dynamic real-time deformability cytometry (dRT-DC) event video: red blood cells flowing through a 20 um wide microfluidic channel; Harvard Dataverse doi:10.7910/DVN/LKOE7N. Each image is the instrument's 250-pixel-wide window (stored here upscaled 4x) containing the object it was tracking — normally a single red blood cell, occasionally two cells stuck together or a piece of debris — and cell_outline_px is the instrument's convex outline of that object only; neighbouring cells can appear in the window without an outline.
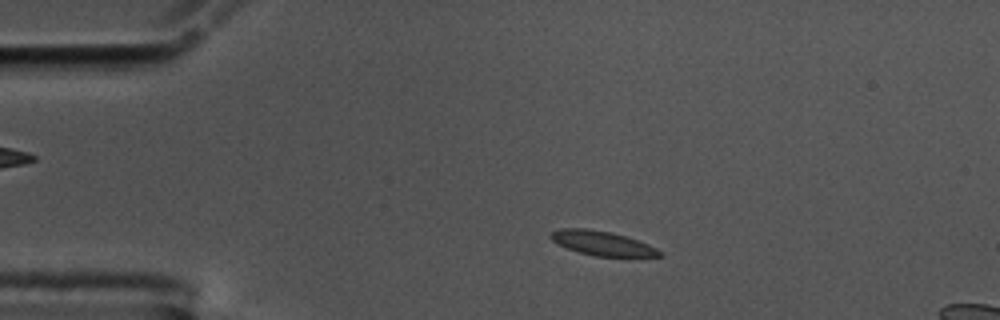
{"species": "common noctule bat (a hibernating species)", "species_latin": "Nyctalus noctula", "temperature_condition": "cold", "stored_images_in_passage": 54, "segment_of_instrument_passage": [1, 2], "camera_frame_rate_fps": 3000, "um_per_image_px": 0.085, "animal": {"sex": "male", "body_mass_g": 17.5, "forearm_length_mm": 52.3}, "frame": {"image": 1, "passage_image": 8, "time_ms": 2.333, "image_size_px": [1000, 320], "cell_outline_px": [[664, 256], [624, 260], [596, 256], [580, 252], [556, 244], [548, 236], [552, 232], [560, 228], [588, 228], [612, 232], [648, 244], [656, 248]], "centroid_in_image_um": [51.27, 20.73], "position_along_channel_um": 33.7, "area_um2": 16.24}}
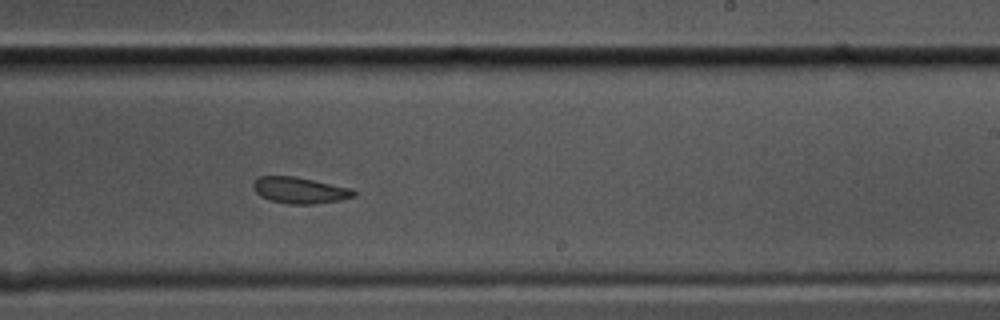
{"frame": {"image": 2, "passage_image": 31, "time_ms": 10.0, "image_size_px": [1000, 320], "cell_outline_px": [[356, 196], [340, 200], [312, 204], [288, 204], [272, 200], [260, 196], [252, 188], [252, 184], [260, 176], [292, 176], [352, 188], [356, 192]], "centroid_in_image_um": [25.48, 16.18], "position_along_channel_um": 263.5, "area_um2": 15.26}}
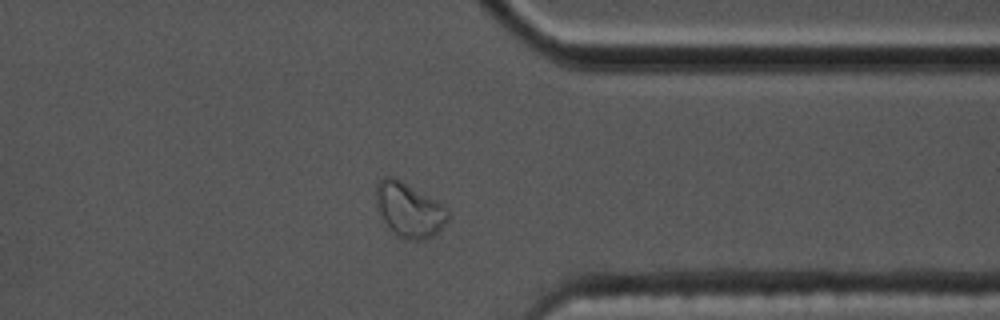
{"frame": {"image": 3, "passage_image": 41, "time_ms": 13.333, "image_size_px": [1000, 320], "cell_outline_px": [[448, 220], [432, 236], [424, 240], [404, 240], [384, 220], [376, 208], [376, 184], [384, 176], [392, 176], [400, 180], [444, 204], [448, 208]], "centroid_in_image_um": [34.78, 17.82], "position_along_channel_um": 376.6, "area_um2": 22.54}}